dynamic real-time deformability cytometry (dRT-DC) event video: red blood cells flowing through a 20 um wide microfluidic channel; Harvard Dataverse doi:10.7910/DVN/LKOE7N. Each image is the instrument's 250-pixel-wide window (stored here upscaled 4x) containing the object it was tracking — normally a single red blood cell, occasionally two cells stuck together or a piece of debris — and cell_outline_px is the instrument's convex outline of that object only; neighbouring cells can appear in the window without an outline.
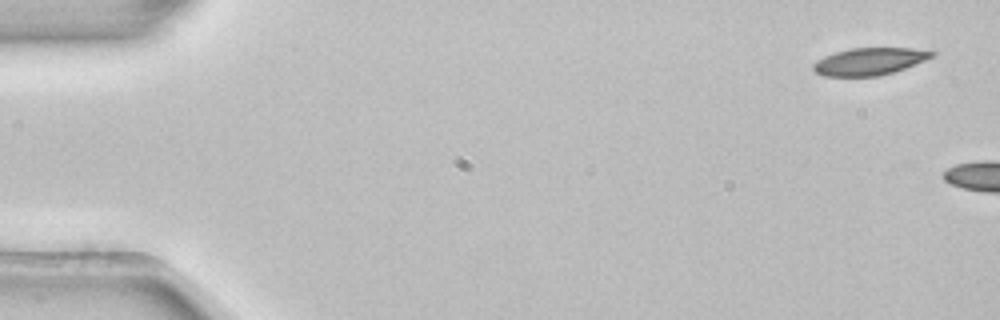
{"species": "common noctule bat (a hibernating species)", "species_latin": "Nyctalus noctula", "temperature_condition": "room temperature", "stored_images_in_passage": 7, "camera_frame_rate_fps": 3000, "um_per_image_px": 0.085, "animal": {"sex": "female", "body_mass_g": 22.7, "forearm_length_mm": 54.2}, "frame": {"image": 1, "passage_image": 1, "time_ms": 0.0, "image_size_px": [1000, 320], "cell_outline_px": [[936, 56], [904, 68], [880, 76], [824, 76], [816, 72], [812, 68], [812, 64], [816, 60], [824, 56], [836, 52], [852, 48], [912, 48], [936, 52]], "centroid_in_image_um": [73.9, 5.22], "position_along_channel_um": 11.1, "area_um2": 18.79}}
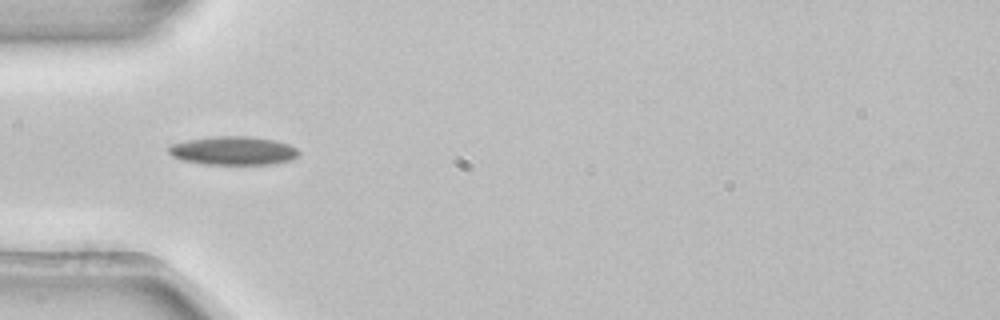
{"frame": {"image": 2, "passage_image": 5, "time_ms": 1.333, "image_size_px": [1000, 320], "cell_outline_px": [[300, 152], [292, 160], [272, 164], [204, 164], [180, 160], [172, 156], [168, 152], [168, 148], [172, 144], [188, 140], [216, 136], [252, 136], [276, 140], [288, 144], [296, 148]], "centroid_in_image_um": [19.83, 12.81], "position_along_channel_um": 65.2, "area_um2": 21.73}}